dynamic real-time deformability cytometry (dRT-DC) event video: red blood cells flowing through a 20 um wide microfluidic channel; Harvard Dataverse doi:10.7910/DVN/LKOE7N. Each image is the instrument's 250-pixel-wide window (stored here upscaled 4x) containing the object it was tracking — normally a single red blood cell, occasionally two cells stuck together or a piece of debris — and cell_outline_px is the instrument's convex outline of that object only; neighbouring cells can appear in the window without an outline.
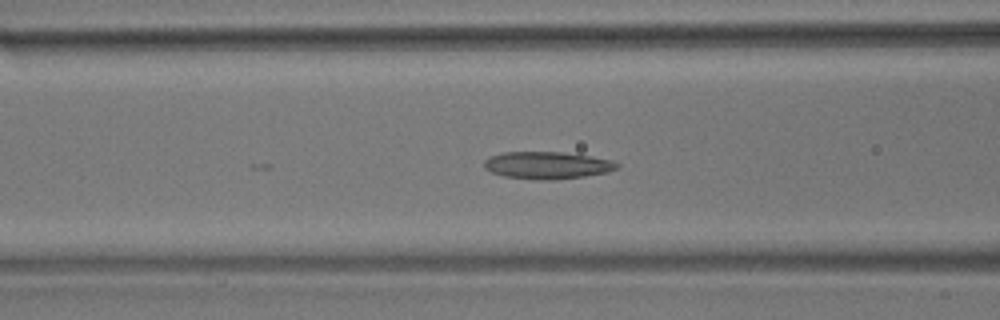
{"species": "common noctule bat (a hibernating species)", "species_latin": "Nyctalus noctula", "temperature_condition": "room temperature", "stored_images_in_passage": 20, "camera_frame_rate_fps": 3000, "um_per_image_px": 0.085, "animal": {"sex": "male", "body_mass_g": 17.9}, "frame": {"image": 1, "passage_image": 16, "time_ms": 5.0, "image_size_px": [1000, 320], "cell_outline_px": [[620, 168], [608, 172], [584, 176], [552, 180], [536, 180], [504, 176], [492, 172], [484, 168], [484, 160], [488, 156], [504, 152], [560, 152], [592, 156], [612, 160], [620, 164]], "centroid_in_image_um": [46.53, 14.04], "position_along_channel_um": 120.1, "area_um2": 21.27}}
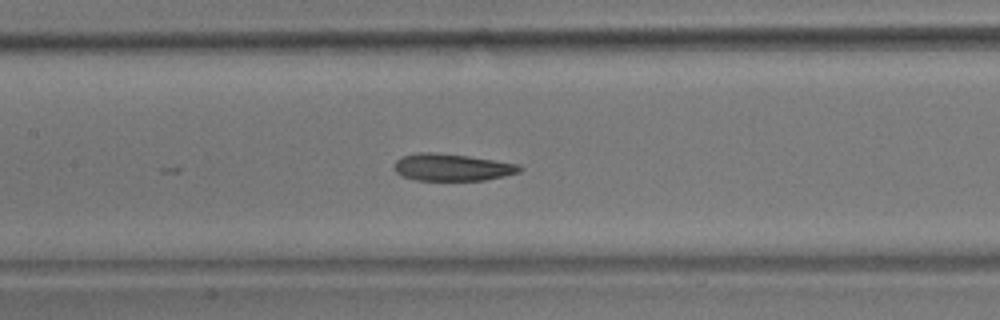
{"frame": {"image": 2, "passage_image": 20, "time_ms": 6.333, "image_size_px": [1000, 320], "cell_outline_px": [[524, 168], [520, 172], [504, 176], [484, 180], [416, 180], [400, 176], [396, 172], [396, 160], [404, 156], [420, 152], [432, 152], [468, 156], [516, 164]], "centroid_in_image_um": [38.42, 14.23], "position_along_channel_um": 169.0, "area_um2": 19.54}}